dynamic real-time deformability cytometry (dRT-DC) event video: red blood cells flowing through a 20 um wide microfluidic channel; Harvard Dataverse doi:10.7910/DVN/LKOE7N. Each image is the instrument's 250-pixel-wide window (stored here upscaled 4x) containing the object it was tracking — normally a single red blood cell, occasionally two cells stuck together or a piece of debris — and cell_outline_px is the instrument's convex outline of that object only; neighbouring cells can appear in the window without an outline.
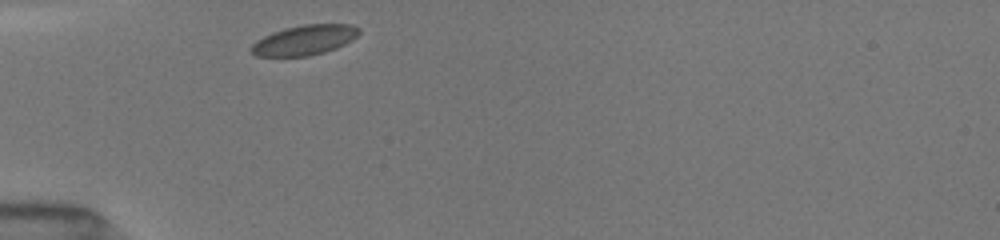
{"species": "common noctule bat (a hibernating species)", "species_latin": "Nyctalus noctula", "temperature_condition": "room temperature", "stored_images_in_passage": 29, "camera_frame_rate_fps": 3000, "um_per_image_px": 0.085, "animal": {"sex": "female", "body_mass_g": 19.5, "forearm_length_mm": 54.1}, "frame": {"image": 1, "passage_image": 1, "time_ms": 0.0, "image_size_px": [1000, 240], "cell_outline_px": [[360, 32], [352, 40], [336, 48], [324, 52], [308, 56], [256, 56], [248, 48], [256, 40], [272, 32], [284, 28], [304, 24], [352, 24], [360, 28]], "centroid_in_image_um": [25.87, 3.4], "position_along_channel_um": 59.1, "area_um2": 18.9}}
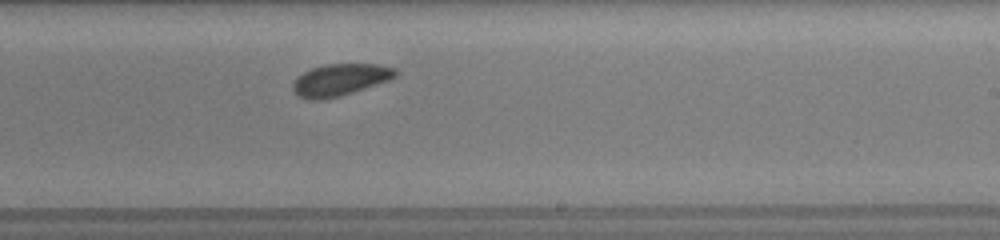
{"frame": {"image": 2, "passage_image": 17, "time_ms": 5.333, "image_size_px": [1000, 240], "cell_outline_px": [[400, 72], [396, 76], [388, 80], [340, 96], [320, 100], [308, 100], [296, 96], [292, 88], [292, 84], [296, 76], [312, 68], [324, 64], [380, 64], [396, 68]], "centroid_in_image_um": [28.88, 6.78], "position_along_channel_um": 260.1, "area_um2": 19.25}}
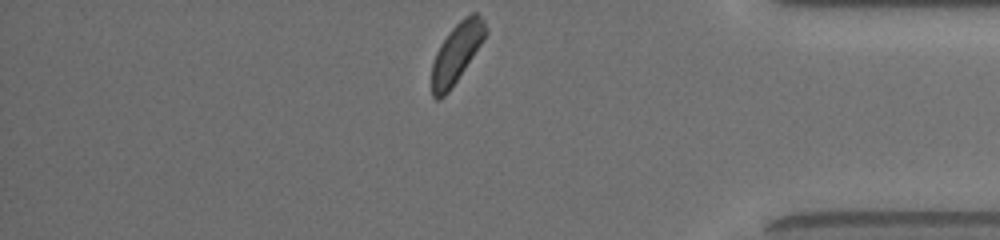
{"frame": {"image": 3, "passage_image": 29, "time_ms": 9.333, "image_size_px": [1000, 240], "cell_outline_px": [[488, 32], [484, 40], [448, 92], [440, 100], [436, 100], [432, 96], [432, 64], [436, 52], [440, 44], [448, 32], [464, 16], [472, 12], [476, 12], [484, 20], [488, 28]], "centroid_in_image_um": [38.82, 4.47], "position_along_channel_um": 396.4, "area_um2": 18.67}, "authors_computed_cell_mechanics": {"area_um2": 19.1896, "velocity_mm_per_s": 3.9509, "shape_relaxation_time_tau1_ms": 1.2311, "shape_relaxation_time_tau2_ms": null, "deformation_change_tau1": 0.0409, "deformation_change_tau2": null}}